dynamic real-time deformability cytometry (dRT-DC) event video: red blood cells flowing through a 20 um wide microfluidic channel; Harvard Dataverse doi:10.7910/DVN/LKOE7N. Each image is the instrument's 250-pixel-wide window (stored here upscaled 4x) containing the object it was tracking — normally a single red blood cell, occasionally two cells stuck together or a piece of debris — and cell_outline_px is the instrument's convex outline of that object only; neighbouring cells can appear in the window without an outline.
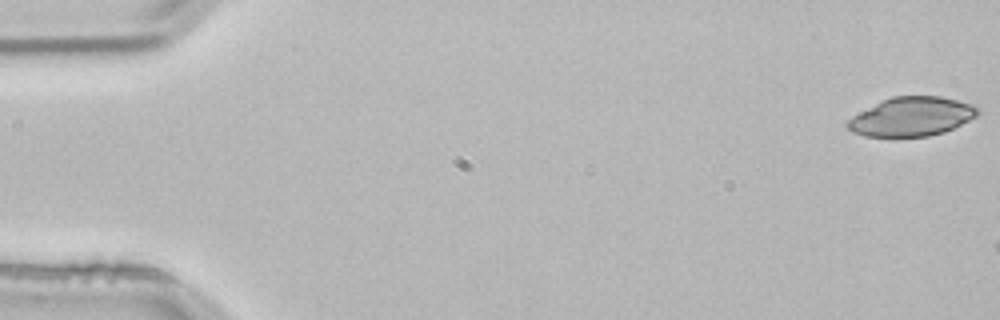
{"species": "common noctule bat (a hibernating species)", "species_latin": "Nyctalus noctula", "temperature_condition": "room temperature", "stored_images_in_passage": 3, "camera_frame_rate_fps": 3000, "um_per_image_px": 0.085, "animal": {"sex": "male", "body_mass_g": 21.5, "forearm_length_mm": 52.0}, "frame": {"image": 1, "passage_image": 1, "time_ms": 0.0, "image_size_px": [1000, 320], "cell_outline_px": [[980, 112], [976, 116], [944, 132], [928, 136], [864, 136], [852, 132], [844, 124], [852, 116], [892, 96], [940, 96], [972, 104], [980, 108]], "centroid_in_image_um": [77.49, 9.91], "position_along_channel_um": 7.5, "area_um2": 29.25}}